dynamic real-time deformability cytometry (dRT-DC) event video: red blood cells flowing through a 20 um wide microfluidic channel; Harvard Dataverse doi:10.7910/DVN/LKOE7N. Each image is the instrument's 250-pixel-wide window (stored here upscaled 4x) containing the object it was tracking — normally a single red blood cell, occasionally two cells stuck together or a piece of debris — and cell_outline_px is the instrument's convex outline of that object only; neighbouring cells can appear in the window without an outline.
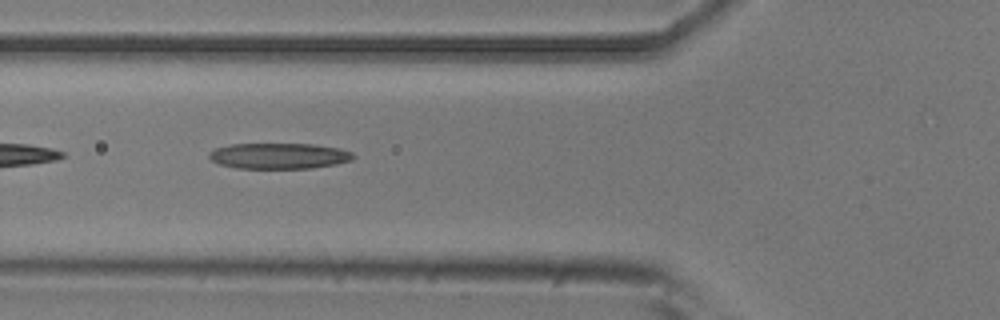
{"species": "common noctule bat (a hibernating species)", "species_latin": "Nyctalus noctula", "temperature_condition": "room temperature", "stored_images_in_passage": 9, "camera_frame_rate_fps": 3000, "um_per_image_px": 0.085, "animal": {"sex": "male", "body_mass_g": 20.5, "forearm_length_mm": 52.5}, "frame": {"image": 1, "passage_image": 6, "time_ms": 1.667, "image_size_px": [1000, 320], "cell_outline_px": [[356, 156], [352, 160], [336, 164], [312, 168], [236, 168], [220, 164], [212, 160], [208, 156], [208, 152], [216, 148], [232, 144], [312, 144], [340, 148], [352, 152]], "centroid_in_image_um": [23.74, 13.25], "position_along_channel_um": 102.1, "area_um2": 21.68}}
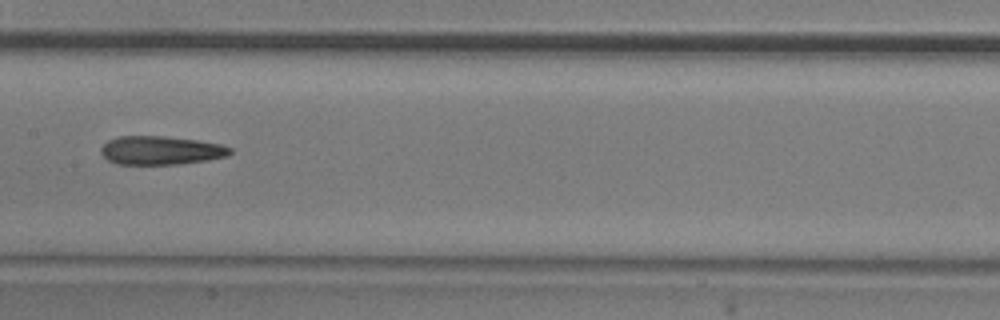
{"frame": {"image": 2, "passage_image": 8, "time_ms": 2.333, "image_size_px": [1000, 320], "cell_outline_px": [[232, 152], [228, 156], [208, 160], [180, 164], [116, 164], [108, 160], [100, 152], [100, 148], [108, 140], [120, 136], [164, 136], [196, 140], [220, 144], [232, 148]], "centroid_in_image_um": [13.67, 12.78], "position_along_channel_um": 193.7, "area_um2": 21.56}}
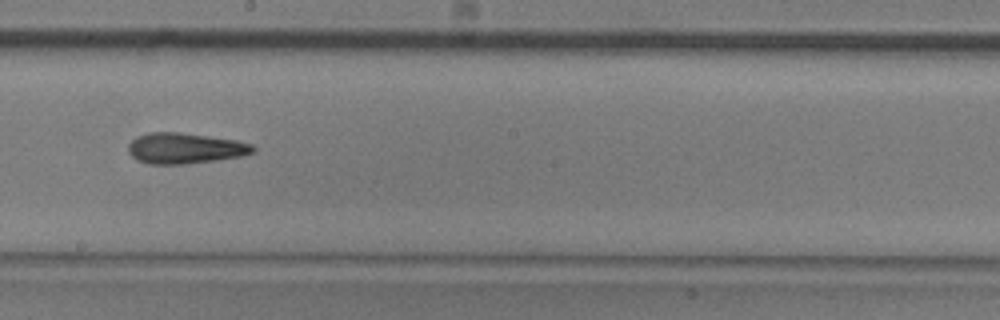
{"frame": {"image": 3, "passage_image": 9, "time_ms": 2.667, "image_size_px": [1000, 320], "cell_outline_px": [[256, 152], [240, 156], [184, 164], [148, 164], [136, 160], [128, 152], [128, 144], [136, 136], [148, 132], [180, 132], [236, 140], [252, 144], [256, 148]], "centroid_in_image_um": [15.69, 12.59], "position_along_channel_um": 232.5, "area_um2": 22.37}}